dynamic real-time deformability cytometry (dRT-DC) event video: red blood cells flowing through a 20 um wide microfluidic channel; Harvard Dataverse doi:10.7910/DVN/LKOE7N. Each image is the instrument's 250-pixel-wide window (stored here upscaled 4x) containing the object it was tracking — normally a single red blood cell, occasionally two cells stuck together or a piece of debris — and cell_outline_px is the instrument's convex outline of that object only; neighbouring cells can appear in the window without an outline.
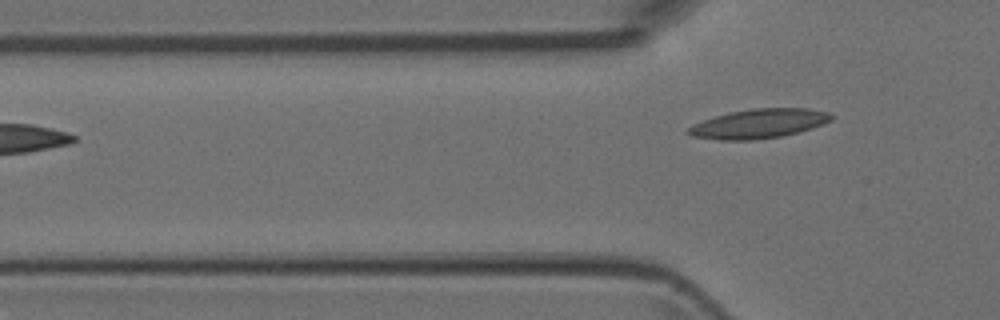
{"species": "Egyptian fruit bat (a non-hibernating species)", "species_latin": "Rousettus aegyptiacus", "temperature_condition": "room temperature", "stored_images_in_passage": 3, "segment_of_instrument_passage": [2, 2], "camera_frame_rate_fps": 3000, "um_per_image_px": 0.085, "animal": {"sex": "female"}, "frame": {"image": 1, "passage_image": 3, "time_ms": 0.667, "image_size_px": [1000, 320], "cell_outline_px": [[836, 116], [832, 120], [824, 124], [800, 132], [784, 136], [752, 140], [720, 140], [692, 136], [684, 132], [692, 124], [728, 112], [752, 108], [808, 108], [828, 112]], "centroid_in_image_um": [64.53, 10.51], "position_along_channel_um": 61.3, "area_um2": 24.74}}